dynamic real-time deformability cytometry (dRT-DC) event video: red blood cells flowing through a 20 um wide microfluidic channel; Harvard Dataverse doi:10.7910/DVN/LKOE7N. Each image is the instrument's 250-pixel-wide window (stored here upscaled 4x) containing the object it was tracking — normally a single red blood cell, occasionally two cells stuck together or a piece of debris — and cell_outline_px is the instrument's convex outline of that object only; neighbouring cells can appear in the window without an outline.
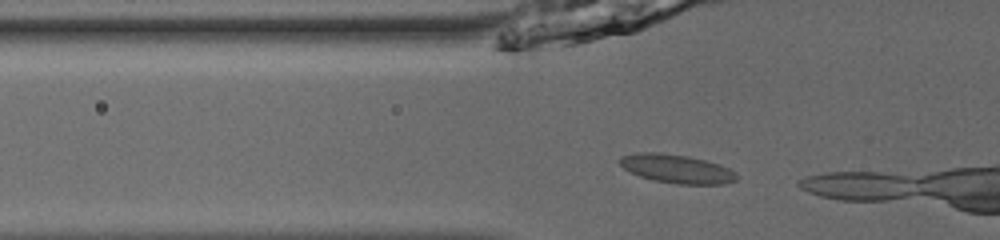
{"species": "common noctule bat (a hibernating species)", "species_latin": "Nyctalus noctula", "temperature_condition": "room temperature", "stored_images_in_passage": 16, "camera_frame_rate_fps": 3000, "um_per_image_px": 0.085, "animal": {"sex": "male", "body_mass_g": 13.0, "forearm_length_mm": 53.1}, "frame": {"image": 1, "passage_image": 14, "time_ms": 4.333, "image_size_px": [1000, 240], "cell_outline_px": [[740, 176], [736, 180], [724, 184], [676, 184], [652, 180], [640, 176], [624, 168], [620, 164], [620, 156], [636, 152], [660, 152], [688, 156], [720, 164], [736, 172]], "centroid_in_image_um": [57.54, 14.34], "position_along_channel_um": 68.3, "area_um2": 19.65}}